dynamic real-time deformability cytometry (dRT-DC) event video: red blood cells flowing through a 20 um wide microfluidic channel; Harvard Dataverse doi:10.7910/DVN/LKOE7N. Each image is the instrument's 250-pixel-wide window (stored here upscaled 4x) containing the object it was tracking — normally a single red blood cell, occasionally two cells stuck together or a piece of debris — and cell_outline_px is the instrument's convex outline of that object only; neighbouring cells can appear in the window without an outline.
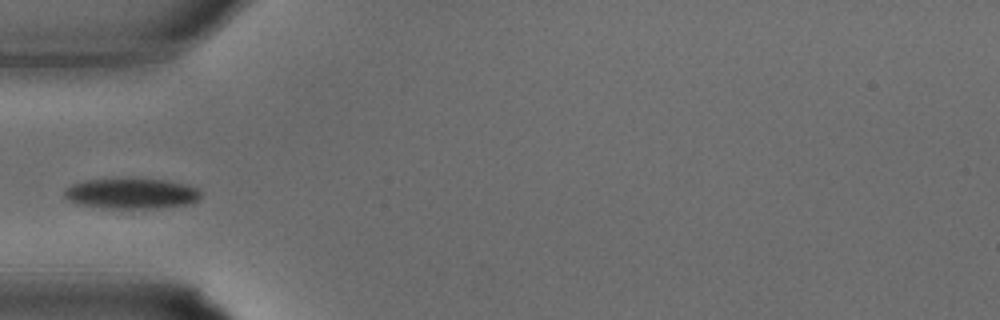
{"species": "common noctule bat (a hibernating species)", "species_latin": "Nyctalus noctula", "temperature_condition": "warm", "stored_images_in_passage": 31, "camera_frame_rate_fps": 3000, "um_per_image_px": 0.085, "animal": {"sex": "male", "body_mass_g": 15.6}, "frame": {"image": 1, "passage_image": 9, "time_ms": 2.667, "image_size_px": [1000, 320], "cell_outline_px": [[200, 196], [192, 204], [160, 208], [100, 208], [76, 204], [68, 200], [64, 196], [64, 188], [72, 184], [84, 180], [132, 176], [164, 180], [184, 184], [196, 188], [200, 192]], "centroid_in_image_um": [11.11, 16.42], "position_along_channel_um": 73.9, "area_um2": 25.14}}
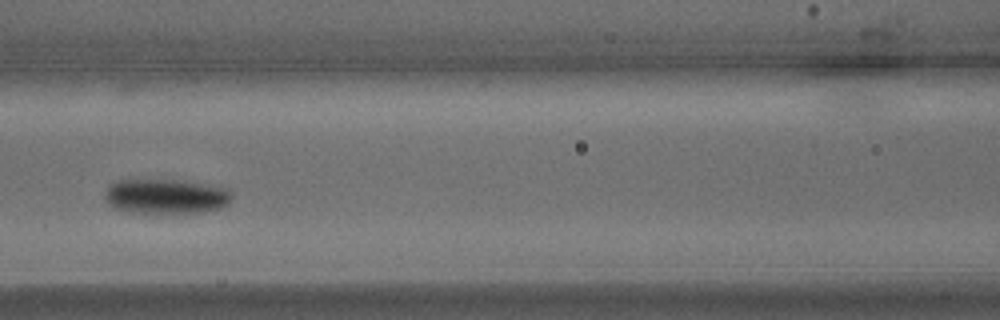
{"frame": {"image": 2, "passage_image": 13, "time_ms": 4.0, "image_size_px": [1000, 320], "cell_outline_px": [[232, 200], [224, 208], [204, 212], [128, 212], [112, 208], [104, 200], [104, 196], [108, 184], [120, 180], [180, 180], [228, 188], [232, 192]], "centroid_in_image_um": [14.1, 16.69], "position_along_channel_um": 152.5, "area_um2": 26.01}}
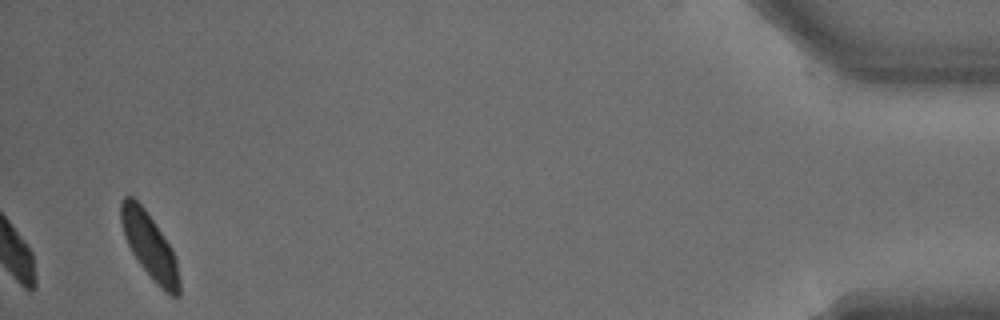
{"frame": {"image": 3, "passage_image": 31, "time_ms": 10.0, "image_size_px": [1000, 320], "cell_outline_px": [[180, 296], [172, 296], [160, 288], [152, 280], [140, 264], [132, 252], [124, 236], [120, 220], [120, 200], [124, 196], [132, 196], [144, 208], [172, 248], [176, 260], [180, 280]], "centroid_in_image_um": [12.71, 20.91], "position_along_channel_um": 422.5, "area_um2": 22.2}}